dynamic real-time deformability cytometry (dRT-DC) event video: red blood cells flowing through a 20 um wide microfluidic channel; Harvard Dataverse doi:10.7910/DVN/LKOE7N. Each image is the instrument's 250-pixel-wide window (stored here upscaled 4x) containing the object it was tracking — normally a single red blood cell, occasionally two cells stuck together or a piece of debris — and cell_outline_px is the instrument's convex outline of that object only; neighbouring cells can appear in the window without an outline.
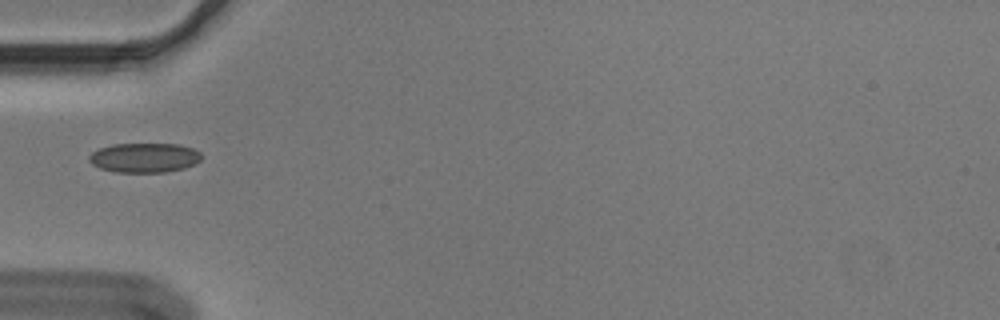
{"species": "Egyptian fruit bat (a non-hibernating species)", "species_latin": "Rousettus aegyptiacus", "temperature_condition": "cold", "stored_images_in_passage": 38, "camera_frame_rate_fps": 3000, "um_per_image_px": 0.085, "animal": {"sex": "male"}, "frame": {"image": 1, "passage_image": 1, "time_ms": 0.0, "image_size_px": [1000, 320], "cell_outline_px": [[200, 160], [196, 164], [184, 168], [164, 172], [116, 172], [100, 168], [92, 164], [88, 160], [88, 156], [92, 152], [100, 148], [112, 144], [180, 144], [192, 148], [200, 152]], "centroid_in_image_um": [12.26, 13.4], "position_along_channel_um": 72.7, "area_um2": 19.36}}
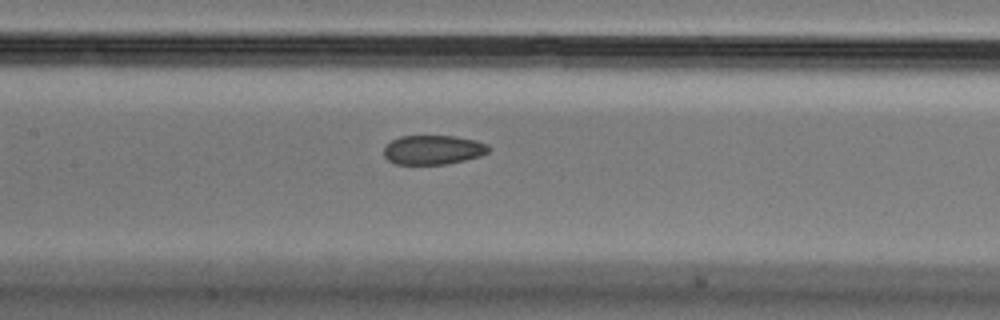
{"frame": {"image": 2, "passage_image": 9, "time_ms": 2.667, "image_size_px": [1000, 320], "cell_outline_px": [[492, 148], [488, 152], [480, 156], [448, 164], [396, 164], [388, 160], [384, 156], [384, 144], [400, 136], [456, 136], [476, 140], [488, 144]], "centroid_in_image_um": [36.82, 12.73], "position_along_channel_um": 170.6, "area_um2": 18.09}}
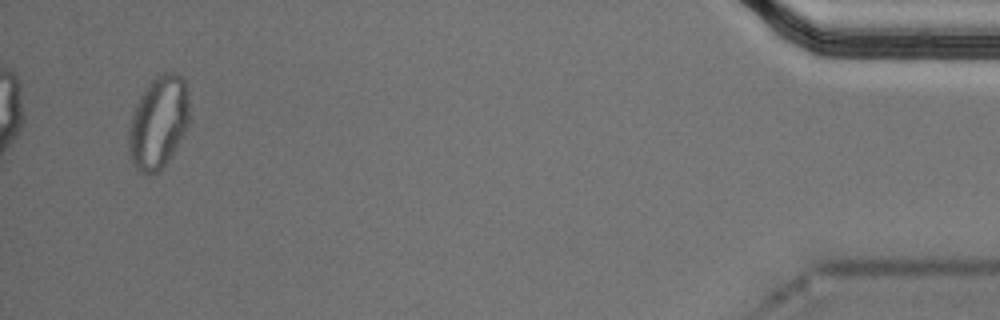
{"frame": {"image": 3, "passage_image": 36, "time_ms": 11.667, "image_size_px": [1000, 320], "cell_outline_px": [[188, 128], [172, 156], [156, 172], [136, 172], [132, 164], [128, 152], [128, 132], [132, 112], [144, 88], [156, 76], [164, 72], [176, 72], [184, 80], [188, 92]], "centroid_in_image_um": [13.45, 10.4], "position_along_channel_um": 421.7, "area_um2": 32.95}}